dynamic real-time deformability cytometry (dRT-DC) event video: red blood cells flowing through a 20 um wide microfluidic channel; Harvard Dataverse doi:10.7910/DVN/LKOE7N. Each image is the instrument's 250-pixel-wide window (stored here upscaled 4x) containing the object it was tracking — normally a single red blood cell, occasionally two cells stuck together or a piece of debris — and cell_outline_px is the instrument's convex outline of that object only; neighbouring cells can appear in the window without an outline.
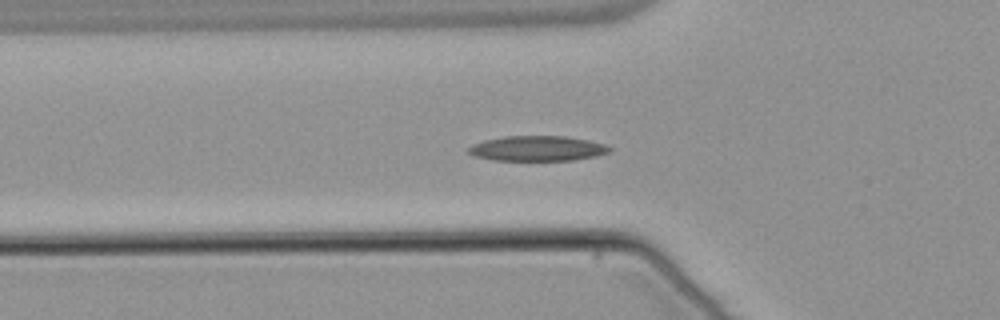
{"species": "common noctule bat (a hibernating species)", "species_latin": "Nyctalus noctula", "temperature_condition": "warm", "stored_images_in_passage": 36, "camera_frame_rate_fps": 3000, "um_per_image_px": 0.085, "animal": {"sex": "male", "body_mass_g": 21.5, "forearm_length_mm": 52.0}, "frame": {"image": 1, "passage_image": 5, "time_ms": 1.333, "image_size_px": [1000, 320], "cell_outline_px": [[612, 148], [608, 152], [596, 156], [572, 160], [492, 160], [472, 156], [468, 152], [468, 148], [472, 144], [484, 140], [504, 136], [564, 136], [588, 140], [604, 144]], "centroid_in_image_um": [45.63, 12.62], "position_along_channel_um": 80.2, "area_um2": 20.63}}
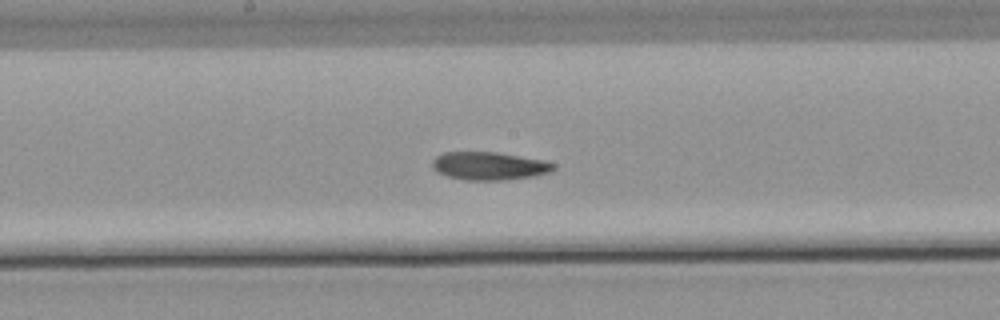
{"frame": {"image": 2, "passage_image": 15, "time_ms": 4.667, "image_size_px": [1000, 320], "cell_outline_px": [[556, 168], [552, 172], [536, 176], [504, 180], [464, 180], [448, 176], [436, 172], [432, 168], [432, 160], [436, 156], [444, 152], [496, 152], [544, 160], [556, 164]], "centroid_in_image_um": [41.6, 14.11], "position_along_channel_um": 206.6, "area_um2": 20.06}}
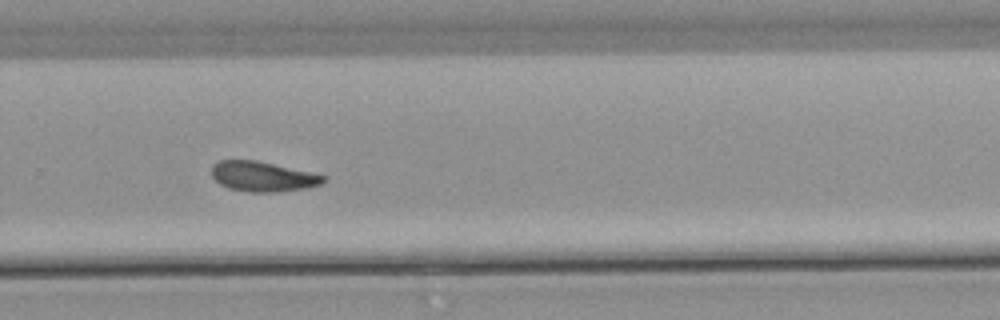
{"frame": {"image": 3, "passage_image": 23, "time_ms": 7.333, "image_size_px": [1000, 320], "cell_outline_px": [[328, 180], [320, 184], [304, 188], [280, 192], [248, 192], [228, 188], [220, 184], [212, 176], [212, 164], [220, 160], [256, 160], [328, 176]], "centroid_in_image_um": [22.34, 15.0], "position_along_channel_um": 307.5, "area_um2": 19.59}, "authors_computed_cell_mechanics": {"area_um2": 19.7965, "velocity_mm_per_s": 3.7915, "shape_relaxation_time_tau1_ms": 7.3496, "shape_relaxation_time_tau2_ms": 4.7586, "deformation_change_tau1": 0.17, "deformation_change_tau2": 0.1231}}